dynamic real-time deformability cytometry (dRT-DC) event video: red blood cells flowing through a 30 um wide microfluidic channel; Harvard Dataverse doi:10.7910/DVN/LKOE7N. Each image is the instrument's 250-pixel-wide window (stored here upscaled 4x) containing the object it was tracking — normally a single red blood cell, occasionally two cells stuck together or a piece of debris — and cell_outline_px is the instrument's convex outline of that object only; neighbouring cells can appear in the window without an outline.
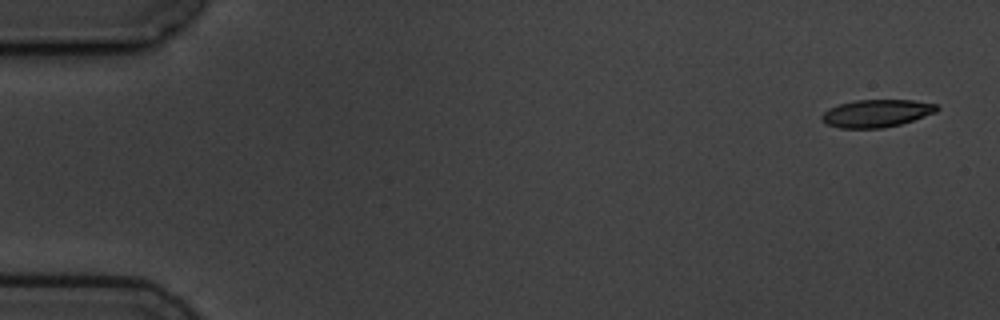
{"species": "common noctule bat (a hibernating species)", "species_latin": "Nyctalus noctula", "temperature_condition": "cold", "stored_images_in_passage": 5, "camera_frame_rate_fps": 3000, "um_per_image_px": 0.085, "animal": {"sex": "male", "body_mass_g": 19.5, "forearm_length_mm": 54.6}, "frame": {"image": 1, "passage_image": 1, "time_ms": 0.0, "image_size_px": [1000, 320], "cell_outline_px": [[940, 108], [936, 112], [900, 124], [884, 128], [840, 128], [828, 124], [820, 120], [820, 116], [828, 108], [840, 104], [856, 100], [912, 100], [936, 104]], "centroid_in_image_um": [74.48, 9.63], "position_along_channel_um": 10.5, "area_um2": 18.44}}